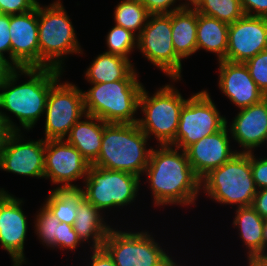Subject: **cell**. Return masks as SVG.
Masks as SVG:
<instances>
[{"instance_id":"ee69618b","label":"cell","mask_w":267,"mask_h":266,"mask_svg":"<svg viewBox=\"0 0 267 266\" xmlns=\"http://www.w3.org/2000/svg\"><path fill=\"white\" fill-rule=\"evenodd\" d=\"M201 1L202 0H185L181 5L183 8H196Z\"/></svg>"},{"instance_id":"ffe728a7","label":"cell","mask_w":267,"mask_h":266,"mask_svg":"<svg viewBox=\"0 0 267 266\" xmlns=\"http://www.w3.org/2000/svg\"><path fill=\"white\" fill-rule=\"evenodd\" d=\"M227 127L231 138L239 144V152H253L263 145L267 134V96L260 102L239 109V112Z\"/></svg>"},{"instance_id":"9a60e30c","label":"cell","mask_w":267,"mask_h":266,"mask_svg":"<svg viewBox=\"0 0 267 266\" xmlns=\"http://www.w3.org/2000/svg\"><path fill=\"white\" fill-rule=\"evenodd\" d=\"M23 202L8 192L0 199V246L10 255L13 266L27 263L24 245L28 220L22 209Z\"/></svg>"},{"instance_id":"7a4b0ae2","label":"cell","mask_w":267,"mask_h":266,"mask_svg":"<svg viewBox=\"0 0 267 266\" xmlns=\"http://www.w3.org/2000/svg\"><path fill=\"white\" fill-rule=\"evenodd\" d=\"M155 206L195 205L200 179L194 173L184 150L171 145L152 149L144 170Z\"/></svg>"},{"instance_id":"f546056e","label":"cell","mask_w":267,"mask_h":266,"mask_svg":"<svg viewBox=\"0 0 267 266\" xmlns=\"http://www.w3.org/2000/svg\"><path fill=\"white\" fill-rule=\"evenodd\" d=\"M138 36L119 25H114L106 36L107 53L116 54L129 59L134 49H137Z\"/></svg>"},{"instance_id":"f1b7e54d","label":"cell","mask_w":267,"mask_h":266,"mask_svg":"<svg viewBox=\"0 0 267 266\" xmlns=\"http://www.w3.org/2000/svg\"><path fill=\"white\" fill-rule=\"evenodd\" d=\"M195 9L228 24L245 15L240 0H202Z\"/></svg>"},{"instance_id":"b9f144b4","label":"cell","mask_w":267,"mask_h":266,"mask_svg":"<svg viewBox=\"0 0 267 266\" xmlns=\"http://www.w3.org/2000/svg\"><path fill=\"white\" fill-rule=\"evenodd\" d=\"M15 67L0 53V79L12 72Z\"/></svg>"},{"instance_id":"ab89813d","label":"cell","mask_w":267,"mask_h":266,"mask_svg":"<svg viewBox=\"0 0 267 266\" xmlns=\"http://www.w3.org/2000/svg\"><path fill=\"white\" fill-rule=\"evenodd\" d=\"M252 207L262 217H267V188L257 190Z\"/></svg>"},{"instance_id":"7402d4cb","label":"cell","mask_w":267,"mask_h":266,"mask_svg":"<svg viewBox=\"0 0 267 266\" xmlns=\"http://www.w3.org/2000/svg\"><path fill=\"white\" fill-rule=\"evenodd\" d=\"M83 119L76 122L65 140L73 145L92 165L101 150L104 121L88 114H85Z\"/></svg>"},{"instance_id":"e0dca14e","label":"cell","mask_w":267,"mask_h":266,"mask_svg":"<svg viewBox=\"0 0 267 266\" xmlns=\"http://www.w3.org/2000/svg\"><path fill=\"white\" fill-rule=\"evenodd\" d=\"M11 64L39 68L38 4L31 11L10 15Z\"/></svg>"},{"instance_id":"8fae6325","label":"cell","mask_w":267,"mask_h":266,"mask_svg":"<svg viewBox=\"0 0 267 266\" xmlns=\"http://www.w3.org/2000/svg\"><path fill=\"white\" fill-rule=\"evenodd\" d=\"M189 97L180 112L178 130L172 146L186 150L205 136L221 130L228 121L221 115L207 90Z\"/></svg>"},{"instance_id":"8992f818","label":"cell","mask_w":267,"mask_h":266,"mask_svg":"<svg viewBox=\"0 0 267 266\" xmlns=\"http://www.w3.org/2000/svg\"><path fill=\"white\" fill-rule=\"evenodd\" d=\"M143 87L139 80L92 84L91 88L83 91L85 112L106 123L136 124Z\"/></svg>"},{"instance_id":"52a82bcc","label":"cell","mask_w":267,"mask_h":266,"mask_svg":"<svg viewBox=\"0 0 267 266\" xmlns=\"http://www.w3.org/2000/svg\"><path fill=\"white\" fill-rule=\"evenodd\" d=\"M187 99L172 84H166L150 96L143 87L139 97V128L148 138L154 135L158 145H173L178 130L180 112Z\"/></svg>"},{"instance_id":"4fadbf2b","label":"cell","mask_w":267,"mask_h":266,"mask_svg":"<svg viewBox=\"0 0 267 266\" xmlns=\"http://www.w3.org/2000/svg\"><path fill=\"white\" fill-rule=\"evenodd\" d=\"M91 164L65 139L46 140L44 178L57 187H81L72 182L87 177ZM62 185H60V184Z\"/></svg>"},{"instance_id":"277c9868","label":"cell","mask_w":267,"mask_h":266,"mask_svg":"<svg viewBox=\"0 0 267 266\" xmlns=\"http://www.w3.org/2000/svg\"><path fill=\"white\" fill-rule=\"evenodd\" d=\"M74 29L61 0L48 6L38 3L39 68L64 71L65 57L83 54Z\"/></svg>"},{"instance_id":"681fc988","label":"cell","mask_w":267,"mask_h":266,"mask_svg":"<svg viewBox=\"0 0 267 266\" xmlns=\"http://www.w3.org/2000/svg\"><path fill=\"white\" fill-rule=\"evenodd\" d=\"M264 143H267V134L265 135V138H264L263 144H264Z\"/></svg>"},{"instance_id":"74e56055","label":"cell","mask_w":267,"mask_h":266,"mask_svg":"<svg viewBox=\"0 0 267 266\" xmlns=\"http://www.w3.org/2000/svg\"><path fill=\"white\" fill-rule=\"evenodd\" d=\"M240 2L245 15L267 18V0H240Z\"/></svg>"},{"instance_id":"bcb514c9","label":"cell","mask_w":267,"mask_h":266,"mask_svg":"<svg viewBox=\"0 0 267 266\" xmlns=\"http://www.w3.org/2000/svg\"><path fill=\"white\" fill-rule=\"evenodd\" d=\"M173 258H171L167 263L166 266H180L178 263L174 262Z\"/></svg>"},{"instance_id":"cb8c5ba5","label":"cell","mask_w":267,"mask_h":266,"mask_svg":"<svg viewBox=\"0 0 267 266\" xmlns=\"http://www.w3.org/2000/svg\"><path fill=\"white\" fill-rule=\"evenodd\" d=\"M172 41L176 54L186 59L197 52V11L182 8L171 13Z\"/></svg>"},{"instance_id":"5bb4252c","label":"cell","mask_w":267,"mask_h":266,"mask_svg":"<svg viewBox=\"0 0 267 266\" xmlns=\"http://www.w3.org/2000/svg\"><path fill=\"white\" fill-rule=\"evenodd\" d=\"M21 131H14L0 155V170L17 175L44 178L45 139L24 142Z\"/></svg>"},{"instance_id":"2e32d148","label":"cell","mask_w":267,"mask_h":266,"mask_svg":"<svg viewBox=\"0 0 267 266\" xmlns=\"http://www.w3.org/2000/svg\"><path fill=\"white\" fill-rule=\"evenodd\" d=\"M267 49V18L244 15L229 24L226 60L244 63Z\"/></svg>"},{"instance_id":"60d3db41","label":"cell","mask_w":267,"mask_h":266,"mask_svg":"<svg viewBox=\"0 0 267 266\" xmlns=\"http://www.w3.org/2000/svg\"><path fill=\"white\" fill-rule=\"evenodd\" d=\"M13 132L14 131L9 127L6 119L0 112V155L5 147L6 141Z\"/></svg>"},{"instance_id":"d4e9b609","label":"cell","mask_w":267,"mask_h":266,"mask_svg":"<svg viewBox=\"0 0 267 266\" xmlns=\"http://www.w3.org/2000/svg\"><path fill=\"white\" fill-rule=\"evenodd\" d=\"M233 225L246 246L247 261L255 260L263 252L264 218L252 206L238 207Z\"/></svg>"},{"instance_id":"4dcf8cb0","label":"cell","mask_w":267,"mask_h":266,"mask_svg":"<svg viewBox=\"0 0 267 266\" xmlns=\"http://www.w3.org/2000/svg\"><path fill=\"white\" fill-rule=\"evenodd\" d=\"M59 223L60 220L43 204L34 220V229L37 238L44 246L55 249Z\"/></svg>"},{"instance_id":"ac0fdd59","label":"cell","mask_w":267,"mask_h":266,"mask_svg":"<svg viewBox=\"0 0 267 266\" xmlns=\"http://www.w3.org/2000/svg\"><path fill=\"white\" fill-rule=\"evenodd\" d=\"M228 133L230 132L226 124L221 130L203 137L185 150L189 163L200 180L239 152L232 151Z\"/></svg>"},{"instance_id":"7bdbcfd3","label":"cell","mask_w":267,"mask_h":266,"mask_svg":"<svg viewBox=\"0 0 267 266\" xmlns=\"http://www.w3.org/2000/svg\"><path fill=\"white\" fill-rule=\"evenodd\" d=\"M255 261L260 266H267V249H265L256 259Z\"/></svg>"},{"instance_id":"484cf974","label":"cell","mask_w":267,"mask_h":266,"mask_svg":"<svg viewBox=\"0 0 267 266\" xmlns=\"http://www.w3.org/2000/svg\"><path fill=\"white\" fill-rule=\"evenodd\" d=\"M229 24L197 12V51L215 53L217 60H226Z\"/></svg>"},{"instance_id":"7dc6e473","label":"cell","mask_w":267,"mask_h":266,"mask_svg":"<svg viewBox=\"0 0 267 266\" xmlns=\"http://www.w3.org/2000/svg\"><path fill=\"white\" fill-rule=\"evenodd\" d=\"M247 262H248V266H260L255 260H250Z\"/></svg>"},{"instance_id":"30bf717a","label":"cell","mask_w":267,"mask_h":266,"mask_svg":"<svg viewBox=\"0 0 267 266\" xmlns=\"http://www.w3.org/2000/svg\"><path fill=\"white\" fill-rule=\"evenodd\" d=\"M137 48L172 82L182 80V59L176 54L172 41L170 14H151L137 38Z\"/></svg>"},{"instance_id":"ba28073f","label":"cell","mask_w":267,"mask_h":266,"mask_svg":"<svg viewBox=\"0 0 267 266\" xmlns=\"http://www.w3.org/2000/svg\"><path fill=\"white\" fill-rule=\"evenodd\" d=\"M140 177L135 174L90 166L84 179V198L101 212L121 208L135 202L140 188Z\"/></svg>"},{"instance_id":"d6a6232c","label":"cell","mask_w":267,"mask_h":266,"mask_svg":"<svg viewBox=\"0 0 267 266\" xmlns=\"http://www.w3.org/2000/svg\"><path fill=\"white\" fill-rule=\"evenodd\" d=\"M82 244L78 238L77 232L74 230L73 225L65 222H60L58 225L57 237L55 239V249L72 251Z\"/></svg>"},{"instance_id":"9c48e42d","label":"cell","mask_w":267,"mask_h":266,"mask_svg":"<svg viewBox=\"0 0 267 266\" xmlns=\"http://www.w3.org/2000/svg\"><path fill=\"white\" fill-rule=\"evenodd\" d=\"M116 266H164L171 258L148 231L111 228L102 246Z\"/></svg>"},{"instance_id":"f6af8a7d","label":"cell","mask_w":267,"mask_h":266,"mask_svg":"<svg viewBox=\"0 0 267 266\" xmlns=\"http://www.w3.org/2000/svg\"><path fill=\"white\" fill-rule=\"evenodd\" d=\"M267 249V217L264 218V228H263V251Z\"/></svg>"},{"instance_id":"83f0119b","label":"cell","mask_w":267,"mask_h":266,"mask_svg":"<svg viewBox=\"0 0 267 266\" xmlns=\"http://www.w3.org/2000/svg\"><path fill=\"white\" fill-rule=\"evenodd\" d=\"M149 15L141 0H122L115 7L113 19L116 25L138 36L146 25Z\"/></svg>"},{"instance_id":"8d00e7d4","label":"cell","mask_w":267,"mask_h":266,"mask_svg":"<svg viewBox=\"0 0 267 266\" xmlns=\"http://www.w3.org/2000/svg\"><path fill=\"white\" fill-rule=\"evenodd\" d=\"M10 15L0 13V53L11 63Z\"/></svg>"},{"instance_id":"d590c367","label":"cell","mask_w":267,"mask_h":266,"mask_svg":"<svg viewBox=\"0 0 267 266\" xmlns=\"http://www.w3.org/2000/svg\"><path fill=\"white\" fill-rule=\"evenodd\" d=\"M179 0H141L148 13L151 14H170L173 11L182 9V5L179 3L174 6Z\"/></svg>"},{"instance_id":"3957f363","label":"cell","mask_w":267,"mask_h":266,"mask_svg":"<svg viewBox=\"0 0 267 266\" xmlns=\"http://www.w3.org/2000/svg\"><path fill=\"white\" fill-rule=\"evenodd\" d=\"M148 140L137 123L104 122L101 150L92 166L125 171L141 177L153 149L152 146L147 149Z\"/></svg>"},{"instance_id":"603a6c76","label":"cell","mask_w":267,"mask_h":266,"mask_svg":"<svg viewBox=\"0 0 267 266\" xmlns=\"http://www.w3.org/2000/svg\"><path fill=\"white\" fill-rule=\"evenodd\" d=\"M104 214L83 198L79 204L73 224L74 230L77 232L81 242H89L91 249L101 248L112 228L103 217ZM91 240V241H90Z\"/></svg>"},{"instance_id":"f35d334b","label":"cell","mask_w":267,"mask_h":266,"mask_svg":"<svg viewBox=\"0 0 267 266\" xmlns=\"http://www.w3.org/2000/svg\"><path fill=\"white\" fill-rule=\"evenodd\" d=\"M91 260L89 266H116L113 259L108 254V252L103 248L91 249Z\"/></svg>"},{"instance_id":"7c38bea8","label":"cell","mask_w":267,"mask_h":266,"mask_svg":"<svg viewBox=\"0 0 267 266\" xmlns=\"http://www.w3.org/2000/svg\"><path fill=\"white\" fill-rule=\"evenodd\" d=\"M86 114L83 91L60 79L50 88L45 108L44 139H65L71 128Z\"/></svg>"},{"instance_id":"d6986e66","label":"cell","mask_w":267,"mask_h":266,"mask_svg":"<svg viewBox=\"0 0 267 266\" xmlns=\"http://www.w3.org/2000/svg\"><path fill=\"white\" fill-rule=\"evenodd\" d=\"M218 64L219 89L239 109L258 103L266 97L244 63L220 60Z\"/></svg>"},{"instance_id":"5b68a950","label":"cell","mask_w":267,"mask_h":266,"mask_svg":"<svg viewBox=\"0 0 267 266\" xmlns=\"http://www.w3.org/2000/svg\"><path fill=\"white\" fill-rule=\"evenodd\" d=\"M200 189L216 203L252 206L257 188L251 170V152H238L200 180Z\"/></svg>"},{"instance_id":"44dd1931","label":"cell","mask_w":267,"mask_h":266,"mask_svg":"<svg viewBox=\"0 0 267 266\" xmlns=\"http://www.w3.org/2000/svg\"><path fill=\"white\" fill-rule=\"evenodd\" d=\"M130 59L103 52L92 61L84 72L90 84L108 83L118 80H139V74Z\"/></svg>"},{"instance_id":"c3c4849f","label":"cell","mask_w":267,"mask_h":266,"mask_svg":"<svg viewBox=\"0 0 267 266\" xmlns=\"http://www.w3.org/2000/svg\"><path fill=\"white\" fill-rule=\"evenodd\" d=\"M7 193L4 188H0V199Z\"/></svg>"},{"instance_id":"836d02e7","label":"cell","mask_w":267,"mask_h":266,"mask_svg":"<svg viewBox=\"0 0 267 266\" xmlns=\"http://www.w3.org/2000/svg\"><path fill=\"white\" fill-rule=\"evenodd\" d=\"M38 0H0V13L6 15L21 14L37 7Z\"/></svg>"},{"instance_id":"e575fe53","label":"cell","mask_w":267,"mask_h":266,"mask_svg":"<svg viewBox=\"0 0 267 266\" xmlns=\"http://www.w3.org/2000/svg\"><path fill=\"white\" fill-rule=\"evenodd\" d=\"M251 170L257 190L267 188V157L257 158L251 152Z\"/></svg>"},{"instance_id":"1f68e13d","label":"cell","mask_w":267,"mask_h":266,"mask_svg":"<svg viewBox=\"0 0 267 266\" xmlns=\"http://www.w3.org/2000/svg\"><path fill=\"white\" fill-rule=\"evenodd\" d=\"M258 88L267 96V49L244 62Z\"/></svg>"},{"instance_id":"4316f807","label":"cell","mask_w":267,"mask_h":266,"mask_svg":"<svg viewBox=\"0 0 267 266\" xmlns=\"http://www.w3.org/2000/svg\"><path fill=\"white\" fill-rule=\"evenodd\" d=\"M84 198L81 187H56L50 191L44 205L60 222L73 225L79 202Z\"/></svg>"},{"instance_id":"6da1fadb","label":"cell","mask_w":267,"mask_h":266,"mask_svg":"<svg viewBox=\"0 0 267 266\" xmlns=\"http://www.w3.org/2000/svg\"><path fill=\"white\" fill-rule=\"evenodd\" d=\"M64 71L46 68H15L0 79V112L13 131H30L44 115L50 88L62 77ZM21 75L29 77L27 82L17 85ZM3 110V112H2ZM15 115L21 126L12 121Z\"/></svg>"}]
</instances>
